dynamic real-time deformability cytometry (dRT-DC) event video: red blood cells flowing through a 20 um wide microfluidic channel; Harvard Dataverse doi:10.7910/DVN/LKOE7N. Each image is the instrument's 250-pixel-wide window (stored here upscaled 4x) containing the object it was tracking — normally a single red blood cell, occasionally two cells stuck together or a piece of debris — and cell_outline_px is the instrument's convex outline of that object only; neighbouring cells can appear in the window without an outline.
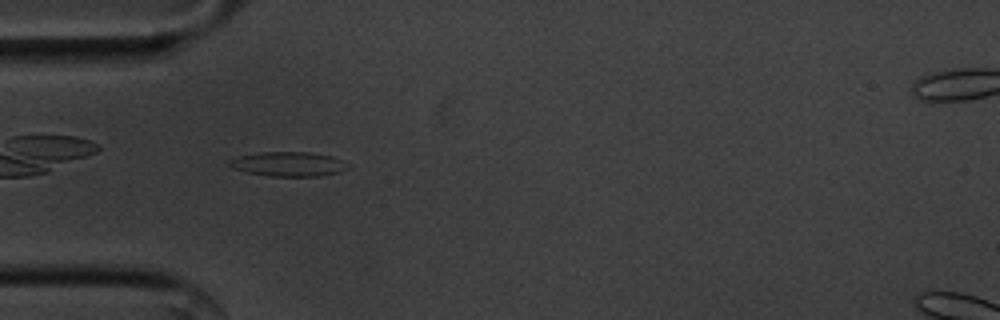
{"species": "common noctule bat (a hibernating species)", "species_latin": "Nyctalus noctula", "temperature_condition": "cold", "stored_images_in_passage": 37, "camera_frame_rate_fps": 3000, "um_per_image_px": 0.085, "animal": {"sex": "male", "body_mass_g": 20.1, "forearm_length_mm": 53.5}, "frame": {"image": 1, "passage_image": 2, "time_ms": 0.333, "image_size_px": [1000, 320], "cell_outline_px": [[348, 168], [340, 172], [320, 176], [268, 176], [248, 172], [232, 168], [228, 164], [228, 160], [240, 156], [260, 152], [308, 152], [332, 156], [344, 160]], "centroid_in_image_um": [24.53, 13.94], "position_along_channel_um": 60.5, "area_um2": 16.88}}
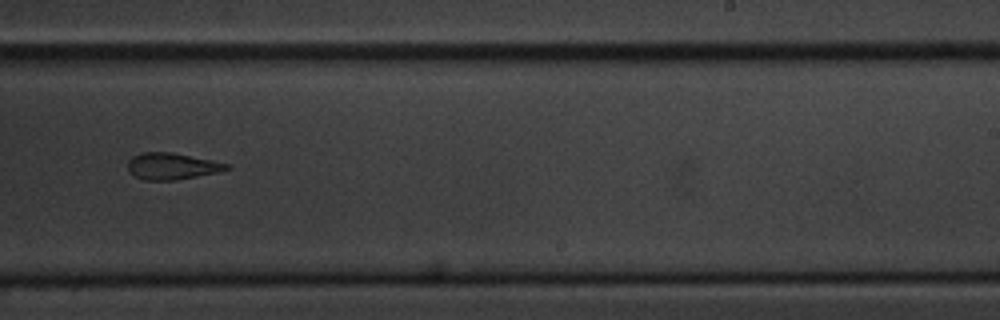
{"frame": {"image": 2, "passage_image": 20, "time_ms": 6.333, "image_size_px": [1000, 320], "cell_outline_px": [[232, 168], [220, 172], [176, 180], [144, 180], [136, 176], [128, 168], [128, 160], [132, 156], [144, 152], [172, 152], [212, 160], [228, 164]], "centroid_in_image_um": [14.65, 14.12], "position_along_channel_um": 274.4, "area_um2": 15.26}}
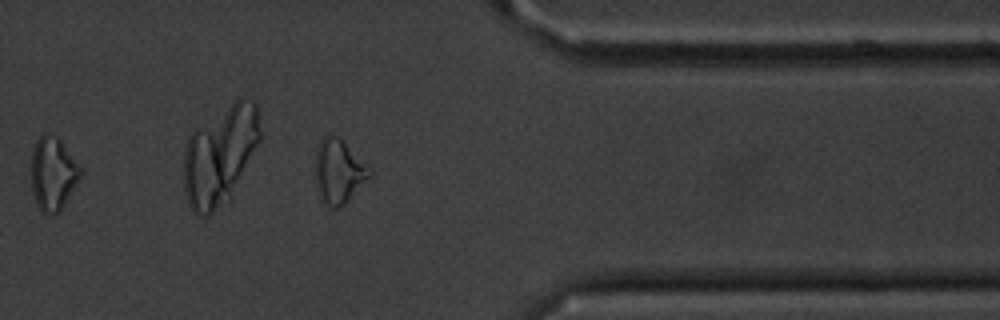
{"frame": {"image": 3, "passage_image": 30, "time_ms": 9.667, "image_size_px": [1000, 320], "cell_outline_px": [[372, 176], [344, 204], [336, 208], [332, 208], [324, 204], [320, 200], [316, 184], [316, 148], [320, 140], [328, 132], [332, 132], [372, 168]], "centroid_in_image_um": [28.79, 14.56], "position_along_channel_um": 382.6, "area_um2": 20.46}, "authors_computed_cell_mechanics": {"area_um2": 16.3574, "velocity_mm_per_s": 3.5879, "shape_relaxation_time_tau1_ms": 9.3129, "shape_relaxation_time_tau2_ms": 5.236, "deformation_change_tau1": 0.2088, "deformation_change_tau2": 0.1401}}